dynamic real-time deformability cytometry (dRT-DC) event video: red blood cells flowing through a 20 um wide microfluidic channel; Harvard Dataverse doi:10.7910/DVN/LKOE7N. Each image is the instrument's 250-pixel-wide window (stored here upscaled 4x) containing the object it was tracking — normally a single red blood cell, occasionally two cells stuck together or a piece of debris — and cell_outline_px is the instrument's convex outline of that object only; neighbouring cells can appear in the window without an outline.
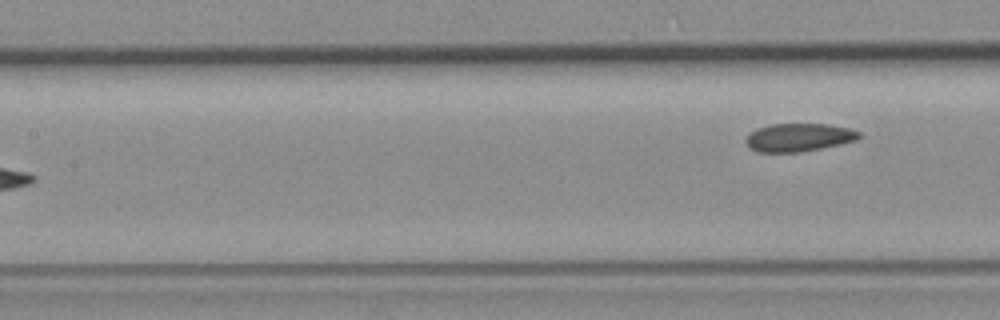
{"species": "common noctule bat (a hibernating species)", "species_latin": "Nyctalus noctula", "temperature_condition": "room temperature", "stored_images_in_passage": 4, "camera_frame_rate_fps": 3000, "um_per_image_px": 0.085, "animal": {"sex": "female", "body_mass_g": 19.3, "forearm_length_mm": 54.1}, "frame": {"image": 1, "passage_image": 4, "time_ms": 3.667, "image_size_px": [1000, 320], "cell_outline_px": [[860, 140], [800, 152], [756, 152], [744, 140], [748, 132], [756, 128], [768, 124], [828, 124], [848, 128], [860, 132]], "centroid_in_image_um": [67.87, 11.67], "position_along_channel_um": 139.5, "area_um2": 18.67}}